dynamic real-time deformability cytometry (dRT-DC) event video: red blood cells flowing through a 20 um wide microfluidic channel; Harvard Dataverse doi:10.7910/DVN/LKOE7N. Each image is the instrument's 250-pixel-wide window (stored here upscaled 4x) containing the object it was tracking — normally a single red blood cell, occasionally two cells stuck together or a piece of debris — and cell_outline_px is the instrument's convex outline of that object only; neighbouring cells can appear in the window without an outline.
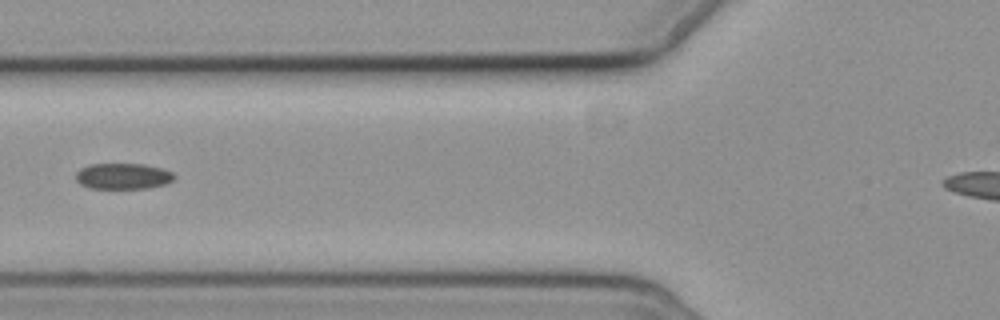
{"species": "common noctule bat (a hibernating species)", "species_latin": "Nyctalus noctula", "temperature_condition": "cold", "stored_images_in_passage": 7, "camera_frame_rate_fps": 3000, "um_per_image_px": 0.085, "animal": {"sex": "female", "body_mass_g": 19.3, "forearm_length_mm": 54.1}, "frame": {"image": 1, "passage_image": 4, "time_ms": 4.667, "image_size_px": [1000, 320], "cell_outline_px": [[176, 176], [172, 180], [164, 184], [148, 188], [88, 188], [80, 184], [76, 180], [76, 172], [80, 168], [88, 164], [144, 164], [160, 168], [172, 172]], "centroid_in_image_um": [10.42, 14.97], "position_along_channel_um": 115.4, "area_um2": 14.85}}
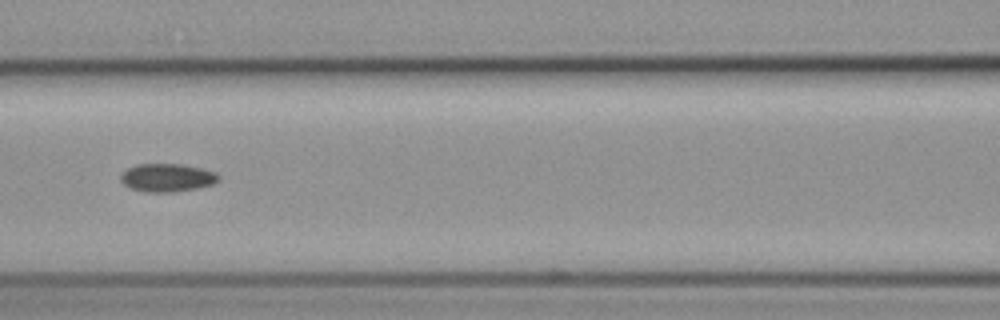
{"frame": {"image": 2, "passage_image": 5, "time_ms": 5.667, "image_size_px": [1000, 320], "cell_outline_px": [[220, 180], [212, 184], [196, 188], [172, 192], [144, 192], [128, 188], [120, 180], [120, 176], [128, 168], [136, 164], [184, 164], [204, 168], [216, 172], [220, 176]], "centroid_in_image_um": [14.22, 15.1], "position_along_channel_um": 152.4, "area_um2": 16.24}}
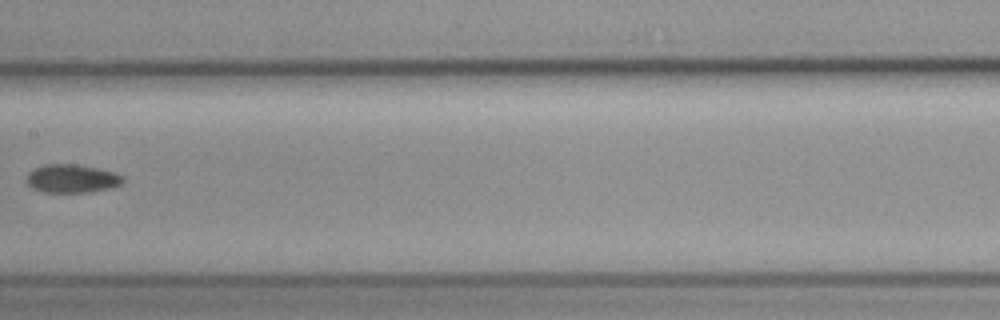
{"frame": {"image": 3, "passage_image": 6, "time_ms": 7.0, "image_size_px": [1000, 320], "cell_outline_px": [[124, 180], [120, 184], [112, 188], [88, 192], [44, 192], [32, 188], [28, 184], [28, 172], [44, 164], [76, 164], [116, 172], [124, 176]], "centroid_in_image_um": [6.15, 15.18], "position_along_channel_um": 201.3, "area_um2": 15.9}}